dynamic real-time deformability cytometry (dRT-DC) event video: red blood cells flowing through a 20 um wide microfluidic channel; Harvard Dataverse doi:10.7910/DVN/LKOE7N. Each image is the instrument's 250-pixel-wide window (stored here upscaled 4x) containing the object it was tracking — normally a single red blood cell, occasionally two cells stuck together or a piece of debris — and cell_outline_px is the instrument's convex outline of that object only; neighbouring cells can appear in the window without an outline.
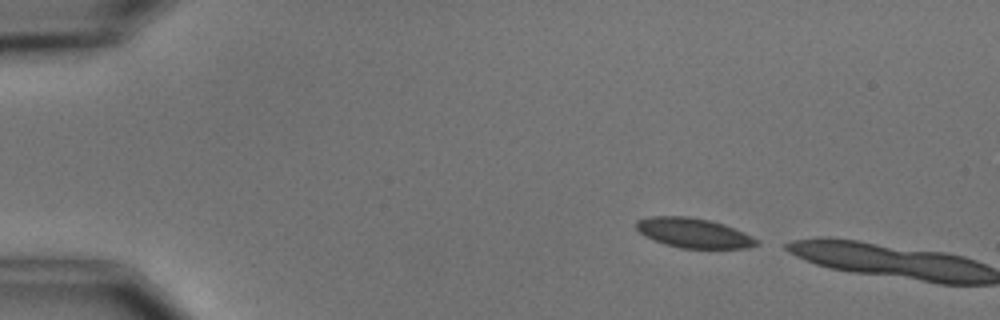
{"species": "common noctule bat (a hibernating species)", "species_latin": "Nyctalus noctula", "temperature_condition": "cold", "stored_images_in_passage": 2, "camera_frame_rate_fps": 3000, "um_per_image_px": 0.085, "animal": {"sex": "male", "body_mass_g": 15.6}, "frame": {"image": 1, "passage_image": 1, "time_ms": 0.0, "image_size_px": [1000, 320], "cell_outline_px": [[760, 244], [748, 248], [680, 248], [664, 244], [644, 236], [636, 228], [636, 220], [652, 216], [688, 216], [708, 220], [724, 224], [752, 236], [760, 240]], "centroid_in_image_um": [58.96, 19.8], "position_along_channel_um": 26.0, "area_um2": 20.87}}